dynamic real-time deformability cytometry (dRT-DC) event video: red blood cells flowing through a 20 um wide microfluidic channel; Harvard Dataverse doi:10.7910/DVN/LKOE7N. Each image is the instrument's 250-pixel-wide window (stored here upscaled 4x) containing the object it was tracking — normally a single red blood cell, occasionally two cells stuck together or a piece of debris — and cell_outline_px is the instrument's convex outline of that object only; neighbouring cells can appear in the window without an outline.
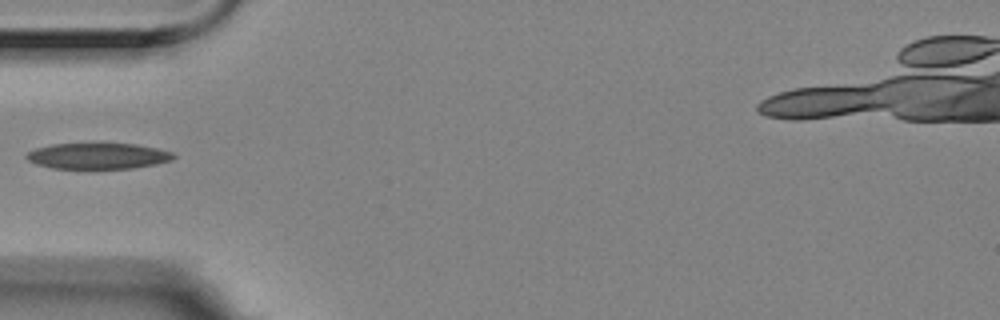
{"species": "Egyptian fruit bat (a non-hibernating species)", "species_latin": "Rousettus aegyptiacus", "temperature_condition": "room temperature", "stored_images_in_passage": 13, "camera_frame_rate_fps": 3000, "um_per_image_px": 0.085, "animal": {"sex": "female"}, "frame": {"image": 1, "passage_image": 3, "time_ms": 0.667, "image_size_px": [1000, 320], "cell_outline_px": [[176, 156], [172, 160], [156, 164], [132, 168], [52, 168], [36, 164], [28, 160], [24, 156], [28, 152], [36, 148], [52, 144], [136, 144], [156, 148], [172, 152]], "centroid_in_image_um": [8.32, 13.26], "position_along_channel_um": 76.7, "area_um2": 22.02}}
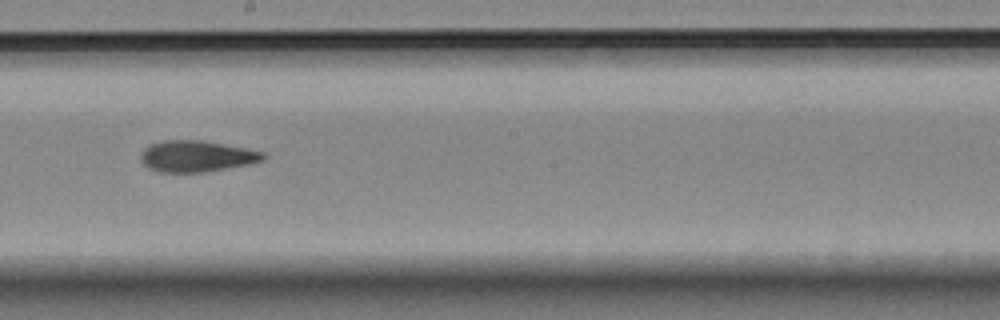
{"frame": {"image": 2, "passage_image": 7, "time_ms": 2.0, "image_size_px": [1000, 320], "cell_outline_px": [[268, 156], [264, 160], [252, 164], [204, 172], [160, 172], [148, 168], [140, 160], [140, 156], [144, 148], [148, 144], [160, 140], [204, 140], [264, 152]], "centroid_in_image_um": [16.71, 13.27], "position_along_channel_um": 231.5, "area_um2": 22.6}}
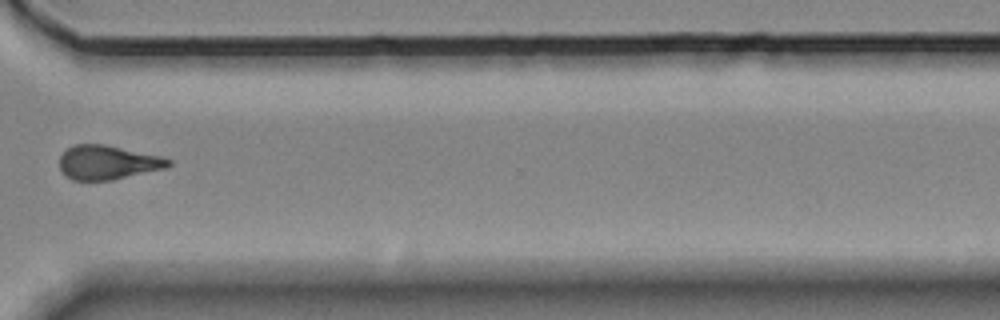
{"frame": {"image": 3, "passage_image": 10, "time_ms": 3.0, "image_size_px": [1000, 320], "cell_outline_px": [[172, 164], [164, 168], [112, 180], [72, 180], [64, 176], [60, 168], [60, 156], [68, 148], [76, 144], [104, 144], [160, 156], [172, 160]], "centroid_in_image_um": [9.12, 13.81], "position_along_channel_um": 361.5, "area_um2": 21.5}}